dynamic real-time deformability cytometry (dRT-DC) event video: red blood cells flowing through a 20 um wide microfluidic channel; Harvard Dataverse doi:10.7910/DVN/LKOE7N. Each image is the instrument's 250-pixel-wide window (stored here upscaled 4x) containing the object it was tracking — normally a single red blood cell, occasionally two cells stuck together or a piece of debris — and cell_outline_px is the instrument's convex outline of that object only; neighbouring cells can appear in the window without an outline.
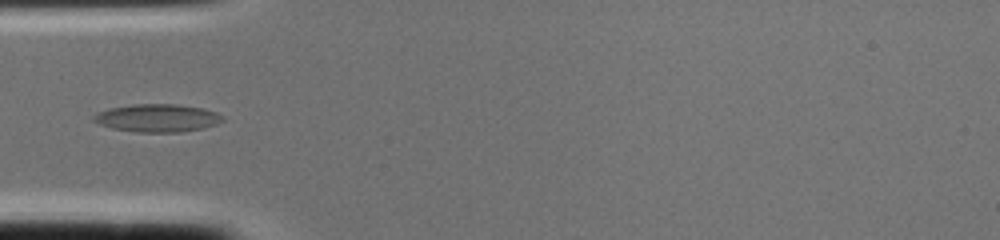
{"species": "common noctule bat (a hibernating species)", "species_latin": "Nyctalus noctula", "temperature_condition": "cold", "stored_images_in_passage": 2, "camera_frame_rate_fps": 3000, "um_per_image_px": 0.085, "animal": {"sex": "female", "body_mass_g": 22.0, "forearm_length_mm": 56.7}, "frame": {"image": 1, "passage_image": 2, "time_ms": 0.333, "image_size_px": [1000, 240], "cell_outline_px": [[224, 120], [216, 124], [204, 128], [180, 132], [136, 132], [112, 128], [100, 124], [92, 120], [92, 116], [96, 112], [108, 108], [136, 104], [176, 104], [204, 108], [216, 112], [224, 116]], "centroid_in_image_um": [13.37, 10.03], "position_along_channel_um": 71.6, "area_um2": 21.1}}